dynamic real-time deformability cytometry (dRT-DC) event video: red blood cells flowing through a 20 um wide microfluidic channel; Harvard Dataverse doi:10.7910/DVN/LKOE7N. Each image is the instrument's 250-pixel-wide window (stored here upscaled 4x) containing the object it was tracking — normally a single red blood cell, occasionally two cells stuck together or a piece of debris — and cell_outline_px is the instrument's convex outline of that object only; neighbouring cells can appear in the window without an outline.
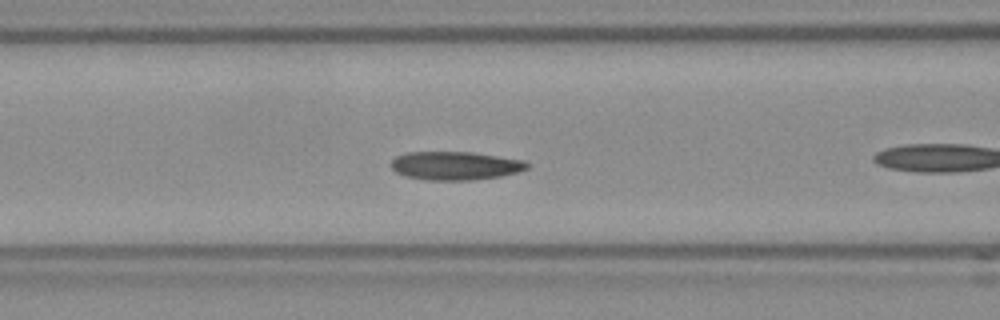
{"species": "Egyptian fruit bat (a non-hibernating species)", "species_latin": "Rousettus aegyptiacus", "temperature_condition": "room temperature", "stored_images_in_passage": 40, "camera_frame_rate_fps": 3000, "um_per_image_px": 0.085, "frame": {"image": 1, "passage_image": 7, "time_ms": 2.0, "image_size_px": [1000, 320], "cell_outline_px": [[528, 168], [520, 172], [500, 176], [472, 180], [428, 180], [404, 176], [396, 172], [392, 168], [392, 160], [396, 156], [408, 152], [472, 152], [524, 160], [528, 164]], "centroid_in_image_um": [38.71, 14.08], "position_along_channel_um": 127.9, "area_um2": 22.54}, "authors_computed_cell_mechanics": {"area_um2": 22.0796, "velocity_mm_per_s": 3.7965, "shape_relaxation_time_tau1_ms": 3.2422, "shape_relaxation_time_tau2_ms": 9.3922, "deformation_change_tau1": 0.0852, "deformation_change_tau2": 0.1363}}